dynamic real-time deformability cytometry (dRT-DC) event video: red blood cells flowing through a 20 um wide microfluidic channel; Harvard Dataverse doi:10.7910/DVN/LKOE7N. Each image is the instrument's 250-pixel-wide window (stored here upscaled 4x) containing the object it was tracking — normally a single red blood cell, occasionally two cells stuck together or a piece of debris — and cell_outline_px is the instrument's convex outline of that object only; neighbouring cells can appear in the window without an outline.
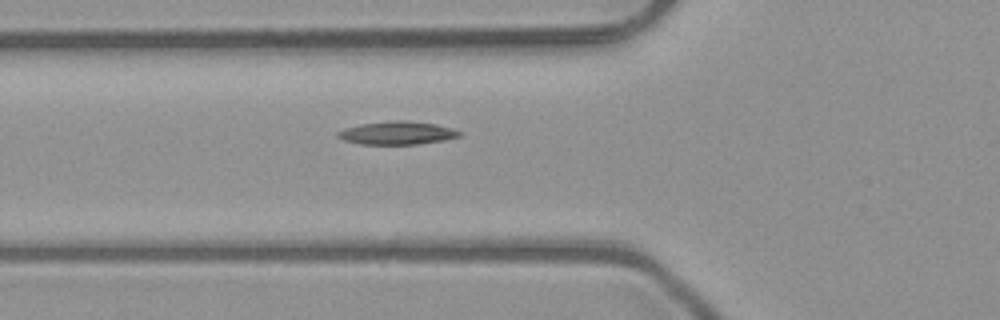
{"species": "common noctule bat (a hibernating species)", "species_latin": "Nyctalus noctula", "temperature_condition": "room temperature", "stored_images_in_passage": 7, "segment_of_instrument_passage": [2, 2], "camera_frame_rate_fps": 3000, "um_per_image_px": 0.085, "animal": {"sex": "male", "body_mass_g": 23.1, "forearm_length_mm": 52.7}, "frame": {"image": 1, "passage_image": 7, "time_ms": 2.0, "image_size_px": [1000, 320], "cell_outline_px": [[460, 136], [444, 140], [416, 144], [360, 144], [344, 140], [336, 136], [336, 132], [344, 128], [364, 124], [396, 120], [400, 120], [436, 124], [452, 128], [460, 132]], "centroid_in_image_um": [33.74, 11.31], "position_along_channel_um": 92.1, "area_um2": 16.13}}